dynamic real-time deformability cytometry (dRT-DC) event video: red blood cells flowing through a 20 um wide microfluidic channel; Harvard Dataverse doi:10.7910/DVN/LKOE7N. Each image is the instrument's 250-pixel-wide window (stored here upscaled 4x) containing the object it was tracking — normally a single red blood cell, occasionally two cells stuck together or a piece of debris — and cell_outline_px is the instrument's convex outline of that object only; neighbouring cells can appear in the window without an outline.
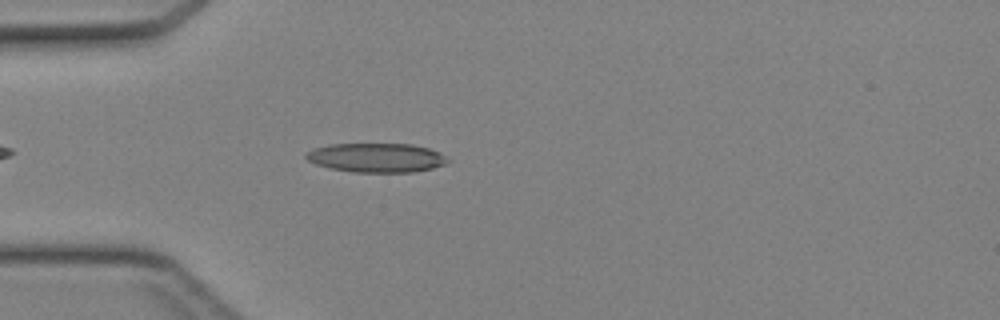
{"species": "Egyptian fruit bat (a non-hibernating species)", "species_latin": "Rousettus aegyptiacus", "temperature_condition": "cold", "stored_images_in_passage": 28, "camera_frame_rate_fps": 3000, "um_per_image_px": 0.085, "animal": {"sex": "female"}, "frame": {"image": 1, "passage_image": 2, "time_ms": 0.333, "image_size_px": [1000, 320], "cell_outline_px": [[452, 160], [444, 164], [432, 168], [412, 172], [352, 172], [332, 168], [316, 164], [308, 160], [304, 156], [312, 148], [328, 144], [412, 144], [428, 148], [440, 152]], "centroid_in_image_um": [32.01, 13.4], "position_along_channel_um": 53.0, "area_um2": 24.1}}
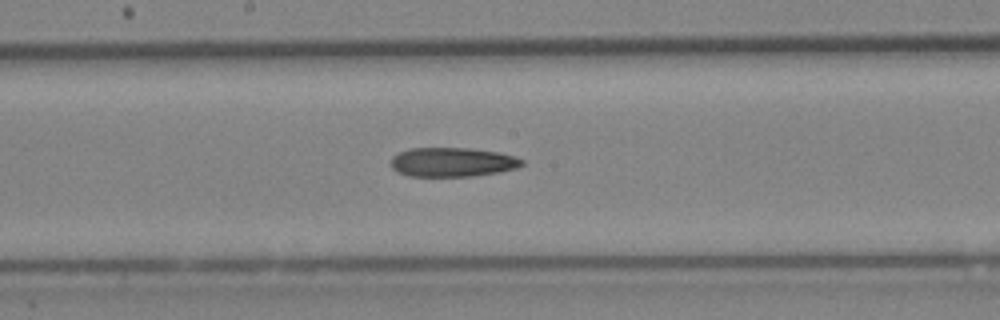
{"frame": {"image": 2, "passage_image": 13, "time_ms": 4.0, "image_size_px": [1000, 320], "cell_outline_px": [[524, 164], [516, 168], [500, 172], [472, 176], [408, 176], [396, 172], [392, 168], [392, 156], [408, 148], [468, 148], [500, 152], [516, 156], [524, 160]], "centroid_in_image_um": [38.47, 13.78], "position_along_channel_um": 209.7, "area_um2": 22.48}}
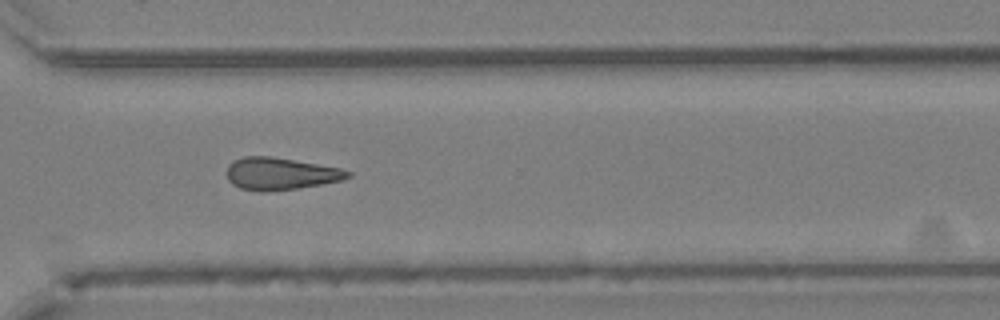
{"frame": {"image": 3, "passage_image": 22, "time_ms": 7.0, "image_size_px": [1000, 320], "cell_outline_px": [[352, 176], [340, 180], [320, 184], [296, 188], [264, 192], [260, 192], [240, 188], [232, 184], [228, 180], [224, 172], [228, 164], [232, 160], [244, 156], [272, 156], [340, 168], [352, 172]], "centroid_in_image_um": [23.76, 14.76], "position_along_channel_um": 346.8, "area_um2": 22.89}}